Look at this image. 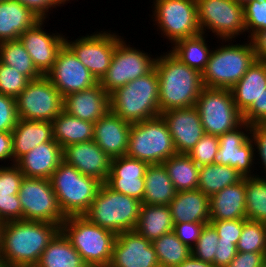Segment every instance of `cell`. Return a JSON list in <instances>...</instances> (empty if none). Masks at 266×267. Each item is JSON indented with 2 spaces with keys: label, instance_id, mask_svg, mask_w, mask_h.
<instances>
[{
  "label": "cell",
  "instance_id": "obj_1",
  "mask_svg": "<svg viewBox=\"0 0 266 267\" xmlns=\"http://www.w3.org/2000/svg\"><path fill=\"white\" fill-rule=\"evenodd\" d=\"M156 55L160 113L194 107L204 88L202 74L182 63L169 50Z\"/></svg>",
  "mask_w": 266,
  "mask_h": 267
},
{
  "label": "cell",
  "instance_id": "obj_2",
  "mask_svg": "<svg viewBox=\"0 0 266 267\" xmlns=\"http://www.w3.org/2000/svg\"><path fill=\"white\" fill-rule=\"evenodd\" d=\"M60 230L58 224L17 220L5 222L0 255L10 264L36 265L50 240Z\"/></svg>",
  "mask_w": 266,
  "mask_h": 267
},
{
  "label": "cell",
  "instance_id": "obj_3",
  "mask_svg": "<svg viewBox=\"0 0 266 267\" xmlns=\"http://www.w3.org/2000/svg\"><path fill=\"white\" fill-rule=\"evenodd\" d=\"M110 110L131 124L160 116L156 69L112 92Z\"/></svg>",
  "mask_w": 266,
  "mask_h": 267
},
{
  "label": "cell",
  "instance_id": "obj_4",
  "mask_svg": "<svg viewBox=\"0 0 266 267\" xmlns=\"http://www.w3.org/2000/svg\"><path fill=\"white\" fill-rule=\"evenodd\" d=\"M244 40L247 41L241 44L236 40H222V45L212 48L202 72L204 87L231 89L245 75L257 58L250 39Z\"/></svg>",
  "mask_w": 266,
  "mask_h": 267
},
{
  "label": "cell",
  "instance_id": "obj_5",
  "mask_svg": "<svg viewBox=\"0 0 266 267\" xmlns=\"http://www.w3.org/2000/svg\"><path fill=\"white\" fill-rule=\"evenodd\" d=\"M60 230L88 267H108L117 235L85 216H68Z\"/></svg>",
  "mask_w": 266,
  "mask_h": 267
},
{
  "label": "cell",
  "instance_id": "obj_6",
  "mask_svg": "<svg viewBox=\"0 0 266 267\" xmlns=\"http://www.w3.org/2000/svg\"><path fill=\"white\" fill-rule=\"evenodd\" d=\"M141 206L140 200L116 192L103 183L83 216L90 222L118 235L135 230Z\"/></svg>",
  "mask_w": 266,
  "mask_h": 267
},
{
  "label": "cell",
  "instance_id": "obj_7",
  "mask_svg": "<svg viewBox=\"0 0 266 267\" xmlns=\"http://www.w3.org/2000/svg\"><path fill=\"white\" fill-rule=\"evenodd\" d=\"M50 182L65 217L84 215L103 184L81 174L64 160L52 173Z\"/></svg>",
  "mask_w": 266,
  "mask_h": 267
},
{
  "label": "cell",
  "instance_id": "obj_8",
  "mask_svg": "<svg viewBox=\"0 0 266 267\" xmlns=\"http://www.w3.org/2000/svg\"><path fill=\"white\" fill-rule=\"evenodd\" d=\"M176 154L168 125L161 115L131 124L127 156L148 164H161Z\"/></svg>",
  "mask_w": 266,
  "mask_h": 267
},
{
  "label": "cell",
  "instance_id": "obj_9",
  "mask_svg": "<svg viewBox=\"0 0 266 267\" xmlns=\"http://www.w3.org/2000/svg\"><path fill=\"white\" fill-rule=\"evenodd\" d=\"M195 107L199 111L205 134L220 136L244 122L230 89L204 87Z\"/></svg>",
  "mask_w": 266,
  "mask_h": 267
},
{
  "label": "cell",
  "instance_id": "obj_10",
  "mask_svg": "<svg viewBox=\"0 0 266 267\" xmlns=\"http://www.w3.org/2000/svg\"><path fill=\"white\" fill-rule=\"evenodd\" d=\"M153 25L173 45L201 33L196 0H153ZM154 5V6H153Z\"/></svg>",
  "mask_w": 266,
  "mask_h": 267
},
{
  "label": "cell",
  "instance_id": "obj_11",
  "mask_svg": "<svg viewBox=\"0 0 266 267\" xmlns=\"http://www.w3.org/2000/svg\"><path fill=\"white\" fill-rule=\"evenodd\" d=\"M200 31L218 40H236L246 33L243 5L234 0H196Z\"/></svg>",
  "mask_w": 266,
  "mask_h": 267
},
{
  "label": "cell",
  "instance_id": "obj_12",
  "mask_svg": "<svg viewBox=\"0 0 266 267\" xmlns=\"http://www.w3.org/2000/svg\"><path fill=\"white\" fill-rule=\"evenodd\" d=\"M131 46L124 37L117 43L110 67L99 81L109 95L155 68L156 55L152 58L148 52Z\"/></svg>",
  "mask_w": 266,
  "mask_h": 267
},
{
  "label": "cell",
  "instance_id": "obj_13",
  "mask_svg": "<svg viewBox=\"0 0 266 267\" xmlns=\"http://www.w3.org/2000/svg\"><path fill=\"white\" fill-rule=\"evenodd\" d=\"M15 100L23 120L52 122L63 110V97L46 75L30 80Z\"/></svg>",
  "mask_w": 266,
  "mask_h": 267
},
{
  "label": "cell",
  "instance_id": "obj_14",
  "mask_svg": "<svg viewBox=\"0 0 266 267\" xmlns=\"http://www.w3.org/2000/svg\"><path fill=\"white\" fill-rule=\"evenodd\" d=\"M23 220L42 221L61 226L62 213L50 179L24 177L18 192Z\"/></svg>",
  "mask_w": 266,
  "mask_h": 267
},
{
  "label": "cell",
  "instance_id": "obj_15",
  "mask_svg": "<svg viewBox=\"0 0 266 267\" xmlns=\"http://www.w3.org/2000/svg\"><path fill=\"white\" fill-rule=\"evenodd\" d=\"M122 38L115 31L97 29L73 41L65 36V44L99 82L108 71L115 47Z\"/></svg>",
  "mask_w": 266,
  "mask_h": 267
},
{
  "label": "cell",
  "instance_id": "obj_16",
  "mask_svg": "<svg viewBox=\"0 0 266 267\" xmlns=\"http://www.w3.org/2000/svg\"><path fill=\"white\" fill-rule=\"evenodd\" d=\"M251 128L252 125L244 121L235 129L218 136L219 150L215 155L214 164L233 167L243 177L257 176L256 173L259 170L255 169L254 165L257 163ZM253 169L257 171L254 172Z\"/></svg>",
  "mask_w": 266,
  "mask_h": 267
},
{
  "label": "cell",
  "instance_id": "obj_17",
  "mask_svg": "<svg viewBox=\"0 0 266 267\" xmlns=\"http://www.w3.org/2000/svg\"><path fill=\"white\" fill-rule=\"evenodd\" d=\"M46 76L62 97L83 91L98 83L65 43L57 52L55 63Z\"/></svg>",
  "mask_w": 266,
  "mask_h": 267
},
{
  "label": "cell",
  "instance_id": "obj_18",
  "mask_svg": "<svg viewBox=\"0 0 266 267\" xmlns=\"http://www.w3.org/2000/svg\"><path fill=\"white\" fill-rule=\"evenodd\" d=\"M45 21L47 19H41L19 36L20 42L42 75H46L52 69L57 52L65 43V35L61 32L51 34V32H46L47 30L44 31Z\"/></svg>",
  "mask_w": 266,
  "mask_h": 267
},
{
  "label": "cell",
  "instance_id": "obj_19",
  "mask_svg": "<svg viewBox=\"0 0 266 267\" xmlns=\"http://www.w3.org/2000/svg\"><path fill=\"white\" fill-rule=\"evenodd\" d=\"M108 267H160L151 241L136 230L119 233Z\"/></svg>",
  "mask_w": 266,
  "mask_h": 267
},
{
  "label": "cell",
  "instance_id": "obj_20",
  "mask_svg": "<svg viewBox=\"0 0 266 267\" xmlns=\"http://www.w3.org/2000/svg\"><path fill=\"white\" fill-rule=\"evenodd\" d=\"M149 164L127 155L112 158L105 184L112 190L142 202L145 193L144 176Z\"/></svg>",
  "mask_w": 266,
  "mask_h": 267
},
{
  "label": "cell",
  "instance_id": "obj_21",
  "mask_svg": "<svg viewBox=\"0 0 266 267\" xmlns=\"http://www.w3.org/2000/svg\"><path fill=\"white\" fill-rule=\"evenodd\" d=\"M161 116L168 125L177 154H187L205 134L195 106L171 109Z\"/></svg>",
  "mask_w": 266,
  "mask_h": 267
},
{
  "label": "cell",
  "instance_id": "obj_22",
  "mask_svg": "<svg viewBox=\"0 0 266 267\" xmlns=\"http://www.w3.org/2000/svg\"><path fill=\"white\" fill-rule=\"evenodd\" d=\"M63 160L81 174L105 183L111 169L112 158L94 140L66 146Z\"/></svg>",
  "mask_w": 266,
  "mask_h": 267
},
{
  "label": "cell",
  "instance_id": "obj_23",
  "mask_svg": "<svg viewBox=\"0 0 266 267\" xmlns=\"http://www.w3.org/2000/svg\"><path fill=\"white\" fill-rule=\"evenodd\" d=\"M63 110L76 118L95 123L110 110V95L98 82L88 89L63 97Z\"/></svg>",
  "mask_w": 266,
  "mask_h": 267
},
{
  "label": "cell",
  "instance_id": "obj_24",
  "mask_svg": "<svg viewBox=\"0 0 266 267\" xmlns=\"http://www.w3.org/2000/svg\"><path fill=\"white\" fill-rule=\"evenodd\" d=\"M130 126L109 110L94 123L93 140L111 158L121 157L127 154Z\"/></svg>",
  "mask_w": 266,
  "mask_h": 267
},
{
  "label": "cell",
  "instance_id": "obj_25",
  "mask_svg": "<svg viewBox=\"0 0 266 267\" xmlns=\"http://www.w3.org/2000/svg\"><path fill=\"white\" fill-rule=\"evenodd\" d=\"M63 161V148L53 139L35 146L15 164L24 177L50 179Z\"/></svg>",
  "mask_w": 266,
  "mask_h": 267
},
{
  "label": "cell",
  "instance_id": "obj_26",
  "mask_svg": "<svg viewBox=\"0 0 266 267\" xmlns=\"http://www.w3.org/2000/svg\"><path fill=\"white\" fill-rule=\"evenodd\" d=\"M168 206L173 223H210V198L200 189L177 192Z\"/></svg>",
  "mask_w": 266,
  "mask_h": 267
},
{
  "label": "cell",
  "instance_id": "obj_27",
  "mask_svg": "<svg viewBox=\"0 0 266 267\" xmlns=\"http://www.w3.org/2000/svg\"><path fill=\"white\" fill-rule=\"evenodd\" d=\"M40 20L32 10L16 0L0 2V42L19 39Z\"/></svg>",
  "mask_w": 266,
  "mask_h": 267
},
{
  "label": "cell",
  "instance_id": "obj_28",
  "mask_svg": "<svg viewBox=\"0 0 266 267\" xmlns=\"http://www.w3.org/2000/svg\"><path fill=\"white\" fill-rule=\"evenodd\" d=\"M245 177L210 197V220L246 218Z\"/></svg>",
  "mask_w": 266,
  "mask_h": 267
},
{
  "label": "cell",
  "instance_id": "obj_29",
  "mask_svg": "<svg viewBox=\"0 0 266 267\" xmlns=\"http://www.w3.org/2000/svg\"><path fill=\"white\" fill-rule=\"evenodd\" d=\"M52 140V122L19 118L12 130L14 164L35 146Z\"/></svg>",
  "mask_w": 266,
  "mask_h": 267
},
{
  "label": "cell",
  "instance_id": "obj_30",
  "mask_svg": "<svg viewBox=\"0 0 266 267\" xmlns=\"http://www.w3.org/2000/svg\"><path fill=\"white\" fill-rule=\"evenodd\" d=\"M237 109L243 114L266 90V61L256 60L230 89Z\"/></svg>",
  "mask_w": 266,
  "mask_h": 267
},
{
  "label": "cell",
  "instance_id": "obj_31",
  "mask_svg": "<svg viewBox=\"0 0 266 267\" xmlns=\"http://www.w3.org/2000/svg\"><path fill=\"white\" fill-rule=\"evenodd\" d=\"M53 139L66 146L93 140L94 123L76 118L64 110L52 121Z\"/></svg>",
  "mask_w": 266,
  "mask_h": 267
},
{
  "label": "cell",
  "instance_id": "obj_32",
  "mask_svg": "<svg viewBox=\"0 0 266 267\" xmlns=\"http://www.w3.org/2000/svg\"><path fill=\"white\" fill-rule=\"evenodd\" d=\"M144 187L142 204L169 205L177 193L163 163L149 164L144 176Z\"/></svg>",
  "mask_w": 266,
  "mask_h": 267
},
{
  "label": "cell",
  "instance_id": "obj_33",
  "mask_svg": "<svg viewBox=\"0 0 266 267\" xmlns=\"http://www.w3.org/2000/svg\"><path fill=\"white\" fill-rule=\"evenodd\" d=\"M173 221L168 205L142 204L139 219L135 230L153 242L173 231Z\"/></svg>",
  "mask_w": 266,
  "mask_h": 267
},
{
  "label": "cell",
  "instance_id": "obj_34",
  "mask_svg": "<svg viewBox=\"0 0 266 267\" xmlns=\"http://www.w3.org/2000/svg\"><path fill=\"white\" fill-rule=\"evenodd\" d=\"M36 265L38 267H88L61 230L50 240Z\"/></svg>",
  "mask_w": 266,
  "mask_h": 267
},
{
  "label": "cell",
  "instance_id": "obj_35",
  "mask_svg": "<svg viewBox=\"0 0 266 267\" xmlns=\"http://www.w3.org/2000/svg\"><path fill=\"white\" fill-rule=\"evenodd\" d=\"M207 38L208 33H200L196 36L180 39L173 44L169 51L182 63L202 74L212 51L210 45L208 46V41H206Z\"/></svg>",
  "mask_w": 266,
  "mask_h": 267
},
{
  "label": "cell",
  "instance_id": "obj_36",
  "mask_svg": "<svg viewBox=\"0 0 266 267\" xmlns=\"http://www.w3.org/2000/svg\"><path fill=\"white\" fill-rule=\"evenodd\" d=\"M243 179V175L235 168L213 163L200 167L197 189H200L210 198L225 187Z\"/></svg>",
  "mask_w": 266,
  "mask_h": 267
},
{
  "label": "cell",
  "instance_id": "obj_37",
  "mask_svg": "<svg viewBox=\"0 0 266 267\" xmlns=\"http://www.w3.org/2000/svg\"><path fill=\"white\" fill-rule=\"evenodd\" d=\"M163 165L177 192L197 189L200 167L187 154L171 156Z\"/></svg>",
  "mask_w": 266,
  "mask_h": 267
},
{
  "label": "cell",
  "instance_id": "obj_38",
  "mask_svg": "<svg viewBox=\"0 0 266 267\" xmlns=\"http://www.w3.org/2000/svg\"><path fill=\"white\" fill-rule=\"evenodd\" d=\"M160 267H176L192 255L189 246L182 243L172 231L152 242Z\"/></svg>",
  "mask_w": 266,
  "mask_h": 267
},
{
  "label": "cell",
  "instance_id": "obj_39",
  "mask_svg": "<svg viewBox=\"0 0 266 267\" xmlns=\"http://www.w3.org/2000/svg\"><path fill=\"white\" fill-rule=\"evenodd\" d=\"M0 62L11 66L30 80L42 76L19 39L0 42Z\"/></svg>",
  "mask_w": 266,
  "mask_h": 267
},
{
  "label": "cell",
  "instance_id": "obj_40",
  "mask_svg": "<svg viewBox=\"0 0 266 267\" xmlns=\"http://www.w3.org/2000/svg\"><path fill=\"white\" fill-rule=\"evenodd\" d=\"M246 218L266 223V178L245 177Z\"/></svg>",
  "mask_w": 266,
  "mask_h": 267
},
{
  "label": "cell",
  "instance_id": "obj_41",
  "mask_svg": "<svg viewBox=\"0 0 266 267\" xmlns=\"http://www.w3.org/2000/svg\"><path fill=\"white\" fill-rule=\"evenodd\" d=\"M237 252H266V223L246 219Z\"/></svg>",
  "mask_w": 266,
  "mask_h": 267
},
{
  "label": "cell",
  "instance_id": "obj_42",
  "mask_svg": "<svg viewBox=\"0 0 266 267\" xmlns=\"http://www.w3.org/2000/svg\"><path fill=\"white\" fill-rule=\"evenodd\" d=\"M219 236L215 228L209 223L201 232L196 244L191 248L192 256L214 265L215 250L218 246Z\"/></svg>",
  "mask_w": 266,
  "mask_h": 267
},
{
  "label": "cell",
  "instance_id": "obj_43",
  "mask_svg": "<svg viewBox=\"0 0 266 267\" xmlns=\"http://www.w3.org/2000/svg\"><path fill=\"white\" fill-rule=\"evenodd\" d=\"M30 79L16 69L0 62V93L16 98L28 85Z\"/></svg>",
  "mask_w": 266,
  "mask_h": 267
},
{
  "label": "cell",
  "instance_id": "obj_44",
  "mask_svg": "<svg viewBox=\"0 0 266 267\" xmlns=\"http://www.w3.org/2000/svg\"><path fill=\"white\" fill-rule=\"evenodd\" d=\"M246 33L250 39L255 33L266 29V0H252L243 5Z\"/></svg>",
  "mask_w": 266,
  "mask_h": 267
},
{
  "label": "cell",
  "instance_id": "obj_45",
  "mask_svg": "<svg viewBox=\"0 0 266 267\" xmlns=\"http://www.w3.org/2000/svg\"><path fill=\"white\" fill-rule=\"evenodd\" d=\"M219 150V138L215 135L204 134L187 155L199 166L214 163Z\"/></svg>",
  "mask_w": 266,
  "mask_h": 267
},
{
  "label": "cell",
  "instance_id": "obj_46",
  "mask_svg": "<svg viewBox=\"0 0 266 267\" xmlns=\"http://www.w3.org/2000/svg\"><path fill=\"white\" fill-rule=\"evenodd\" d=\"M24 178L16 164L0 165V194H18Z\"/></svg>",
  "mask_w": 266,
  "mask_h": 267
},
{
  "label": "cell",
  "instance_id": "obj_47",
  "mask_svg": "<svg viewBox=\"0 0 266 267\" xmlns=\"http://www.w3.org/2000/svg\"><path fill=\"white\" fill-rule=\"evenodd\" d=\"M246 219L234 220H210V224L215 228L221 242H232L236 246Z\"/></svg>",
  "mask_w": 266,
  "mask_h": 267
},
{
  "label": "cell",
  "instance_id": "obj_48",
  "mask_svg": "<svg viewBox=\"0 0 266 267\" xmlns=\"http://www.w3.org/2000/svg\"><path fill=\"white\" fill-rule=\"evenodd\" d=\"M18 120L15 98L0 93V132L12 131Z\"/></svg>",
  "mask_w": 266,
  "mask_h": 267
},
{
  "label": "cell",
  "instance_id": "obj_49",
  "mask_svg": "<svg viewBox=\"0 0 266 267\" xmlns=\"http://www.w3.org/2000/svg\"><path fill=\"white\" fill-rule=\"evenodd\" d=\"M23 220V212L18 194H0V221Z\"/></svg>",
  "mask_w": 266,
  "mask_h": 267
},
{
  "label": "cell",
  "instance_id": "obj_50",
  "mask_svg": "<svg viewBox=\"0 0 266 267\" xmlns=\"http://www.w3.org/2000/svg\"><path fill=\"white\" fill-rule=\"evenodd\" d=\"M173 224V232L176 234L178 239L192 248L201 236V232L207 223L183 222Z\"/></svg>",
  "mask_w": 266,
  "mask_h": 267
},
{
  "label": "cell",
  "instance_id": "obj_51",
  "mask_svg": "<svg viewBox=\"0 0 266 267\" xmlns=\"http://www.w3.org/2000/svg\"><path fill=\"white\" fill-rule=\"evenodd\" d=\"M251 139L255 145V154L257 153L255 160H258L257 163H261L263 167L261 174L265 173V175L258 173L257 176L266 178V123L252 125Z\"/></svg>",
  "mask_w": 266,
  "mask_h": 267
},
{
  "label": "cell",
  "instance_id": "obj_52",
  "mask_svg": "<svg viewBox=\"0 0 266 267\" xmlns=\"http://www.w3.org/2000/svg\"><path fill=\"white\" fill-rule=\"evenodd\" d=\"M32 10L41 19H48L53 8L69 3L67 0H16ZM50 11V12H49ZM49 12V13H48Z\"/></svg>",
  "mask_w": 266,
  "mask_h": 267
},
{
  "label": "cell",
  "instance_id": "obj_53",
  "mask_svg": "<svg viewBox=\"0 0 266 267\" xmlns=\"http://www.w3.org/2000/svg\"><path fill=\"white\" fill-rule=\"evenodd\" d=\"M243 120L250 124L266 123V90L244 113Z\"/></svg>",
  "mask_w": 266,
  "mask_h": 267
},
{
  "label": "cell",
  "instance_id": "obj_54",
  "mask_svg": "<svg viewBox=\"0 0 266 267\" xmlns=\"http://www.w3.org/2000/svg\"><path fill=\"white\" fill-rule=\"evenodd\" d=\"M266 252H237L226 267H261Z\"/></svg>",
  "mask_w": 266,
  "mask_h": 267
},
{
  "label": "cell",
  "instance_id": "obj_55",
  "mask_svg": "<svg viewBox=\"0 0 266 267\" xmlns=\"http://www.w3.org/2000/svg\"><path fill=\"white\" fill-rule=\"evenodd\" d=\"M214 255V267H226L236 256L237 246L232 242L218 241Z\"/></svg>",
  "mask_w": 266,
  "mask_h": 267
},
{
  "label": "cell",
  "instance_id": "obj_56",
  "mask_svg": "<svg viewBox=\"0 0 266 267\" xmlns=\"http://www.w3.org/2000/svg\"><path fill=\"white\" fill-rule=\"evenodd\" d=\"M0 161L4 163L14 164L13 148H12V131L0 132ZM11 161V162H10Z\"/></svg>",
  "mask_w": 266,
  "mask_h": 267
},
{
  "label": "cell",
  "instance_id": "obj_57",
  "mask_svg": "<svg viewBox=\"0 0 266 267\" xmlns=\"http://www.w3.org/2000/svg\"><path fill=\"white\" fill-rule=\"evenodd\" d=\"M250 41L252 43L257 60L266 61V29L255 33Z\"/></svg>",
  "mask_w": 266,
  "mask_h": 267
},
{
  "label": "cell",
  "instance_id": "obj_58",
  "mask_svg": "<svg viewBox=\"0 0 266 267\" xmlns=\"http://www.w3.org/2000/svg\"><path fill=\"white\" fill-rule=\"evenodd\" d=\"M176 267H214L213 264L199 260L192 255Z\"/></svg>",
  "mask_w": 266,
  "mask_h": 267
},
{
  "label": "cell",
  "instance_id": "obj_59",
  "mask_svg": "<svg viewBox=\"0 0 266 267\" xmlns=\"http://www.w3.org/2000/svg\"><path fill=\"white\" fill-rule=\"evenodd\" d=\"M0 267H11L10 264L0 255Z\"/></svg>",
  "mask_w": 266,
  "mask_h": 267
},
{
  "label": "cell",
  "instance_id": "obj_60",
  "mask_svg": "<svg viewBox=\"0 0 266 267\" xmlns=\"http://www.w3.org/2000/svg\"><path fill=\"white\" fill-rule=\"evenodd\" d=\"M4 225H5V222L0 221V250H1V244H2V234H3Z\"/></svg>",
  "mask_w": 266,
  "mask_h": 267
},
{
  "label": "cell",
  "instance_id": "obj_61",
  "mask_svg": "<svg viewBox=\"0 0 266 267\" xmlns=\"http://www.w3.org/2000/svg\"><path fill=\"white\" fill-rule=\"evenodd\" d=\"M236 1L237 3L241 4V5H245L247 2H250L252 0H234Z\"/></svg>",
  "mask_w": 266,
  "mask_h": 267
},
{
  "label": "cell",
  "instance_id": "obj_62",
  "mask_svg": "<svg viewBox=\"0 0 266 267\" xmlns=\"http://www.w3.org/2000/svg\"><path fill=\"white\" fill-rule=\"evenodd\" d=\"M14 267H38L37 265H17Z\"/></svg>",
  "mask_w": 266,
  "mask_h": 267
},
{
  "label": "cell",
  "instance_id": "obj_63",
  "mask_svg": "<svg viewBox=\"0 0 266 267\" xmlns=\"http://www.w3.org/2000/svg\"><path fill=\"white\" fill-rule=\"evenodd\" d=\"M261 267H266V256H265V258H264V260L262 262V266Z\"/></svg>",
  "mask_w": 266,
  "mask_h": 267
}]
</instances>
